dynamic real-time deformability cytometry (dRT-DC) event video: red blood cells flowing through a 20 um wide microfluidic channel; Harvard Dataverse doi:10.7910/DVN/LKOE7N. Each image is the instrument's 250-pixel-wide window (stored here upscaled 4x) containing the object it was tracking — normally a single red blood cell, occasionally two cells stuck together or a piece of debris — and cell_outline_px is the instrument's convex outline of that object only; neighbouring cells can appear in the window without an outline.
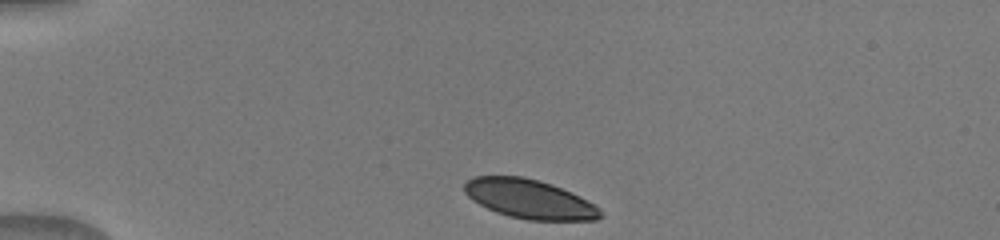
{"species": "human", "species_latin": "Homo sapiens", "temperature_condition": "warm", "stored_images_in_passage": 40, "camera_frame_rate_fps": 3000, "um_per_image_px": 0.085, "donor": {"sex": "male"}, "frame": {"image": 1, "passage_image": 1, "time_ms": 0.0, "image_size_px": [1000, 240], "cell_outline_px": [[600, 216], [596, 220], [528, 220], [508, 216], [496, 212], [472, 200], [464, 192], [464, 184], [472, 176], [524, 176], [560, 188], [580, 196], [596, 204], [600, 208]], "centroid_in_image_um": [44.98, 16.92], "position_along_channel_um": 40.0, "area_um2": 30.81}}
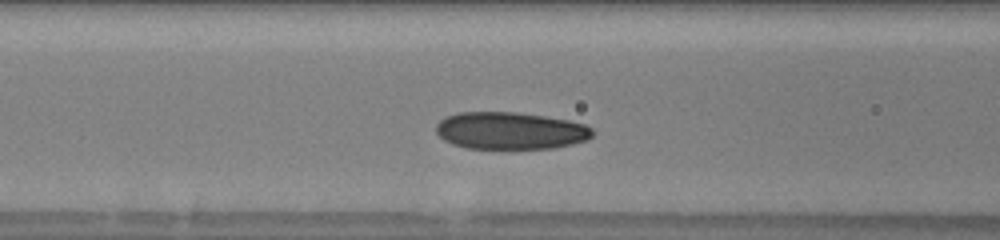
{"frame": {"image": 2, "passage_image": 11, "time_ms": 3.333, "image_size_px": [1000, 240], "cell_outline_px": [[592, 136], [588, 140], [572, 144], [552, 148], [508, 152], [464, 148], [452, 144], [444, 140], [436, 132], [436, 124], [444, 116], [460, 112], [516, 112], [544, 116], [568, 120], [584, 124], [592, 128]], "centroid_in_image_um": [43.35, 11.16], "position_along_channel_um": 123.3, "area_um2": 35.26}}
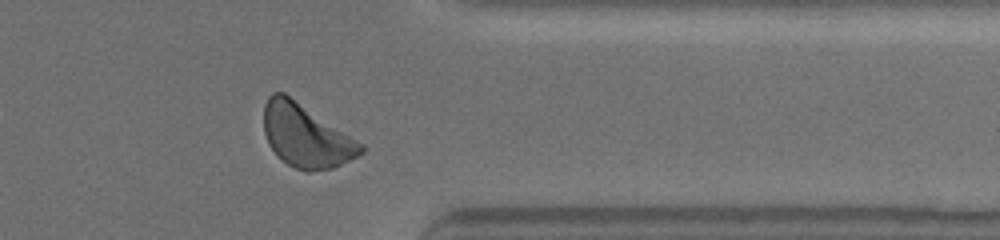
{"frame": {"image": 3, "passage_image": 31, "time_ms": 10.0, "image_size_px": [1000, 240], "cell_outline_px": [[364, 152], [332, 168], [308, 172], [304, 172], [280, 160], [268, 144], [264, 132], [264, 104], [268, 96], [272, 92], [284, 92], [364, 144]], "centroid_in_image_um": [25.98, 11.54], "position_along_channel_um": 385.4, "area_um2": 35.6}}